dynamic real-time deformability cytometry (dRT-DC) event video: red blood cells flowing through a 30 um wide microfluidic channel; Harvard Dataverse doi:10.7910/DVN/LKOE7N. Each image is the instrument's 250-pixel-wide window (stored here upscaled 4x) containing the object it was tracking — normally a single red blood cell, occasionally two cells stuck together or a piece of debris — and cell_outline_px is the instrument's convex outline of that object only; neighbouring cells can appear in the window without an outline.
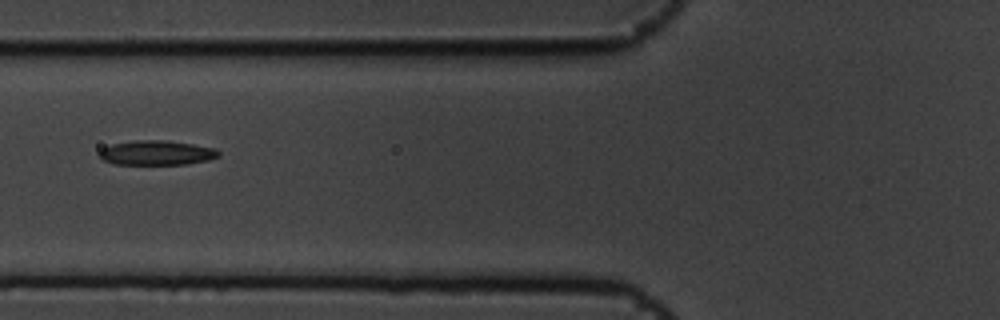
{"species": "common noctule bat (a hibernating species)", "species_latin": "Nyctalus noctula", "temperature_condition": "cold", "stored_images_in_passage": 4, "camera_frame_rate_fps": 3000, "um_per_image_px": 0.085, "animal": {"sex": "male", "body_mass_g": 19.5, "forearm_length_mm": 54.6}, "frame": {"image": 1, "passage_image": 2, "time_ms": 0.333, "image_size_px": [1000, 320], "cell_outline_px": [[220, 156], [208, 160], [188, 164], [112, 164], [96, 156], [100, 148], [112, 144], [136, 140], [164, 140], [192, 144], [216, 148], [220, 152]], "centroid_in_image_um": [13.28, 12.99], "position_along_channel_um": 112.5, "area_um2": 17.28}}
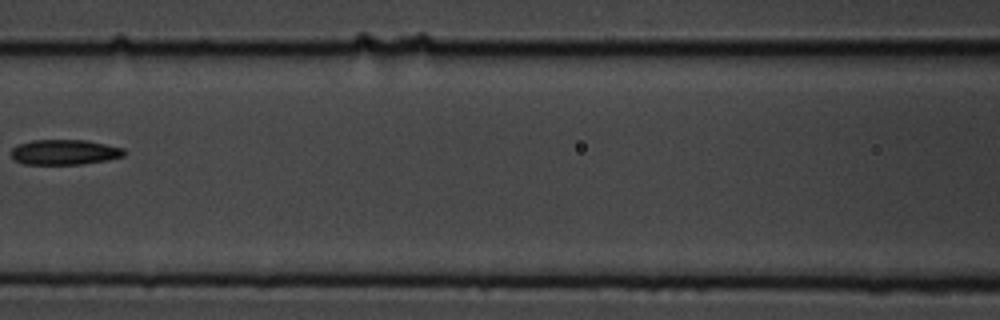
{"frame": {"image": 2, "passage_image": 3, "time_ms": 0.667, "image_size_px": [1000, 320], "cell_outline_px": [[124, 156], [108, 160], [84, 164], [24, 164], [16, 160], [12, 156], [12, 148], [16, 144], [32, 140], [88, 140], [124, 148]], "centroid_in_image_um": [5.5, 12.93], "position_along_channel_um": 161.1, "area_um2": 16.65}}
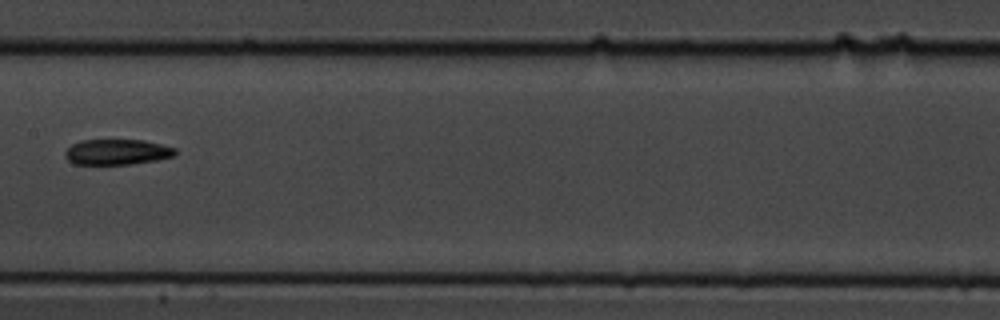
{"frame": {"image": 3, "passage_image": 4, "time_ms": 1.0, "image_size_px": [1000, 320], "cell_outline_px": [[176, 152], [172, 156], [156, 160], [132, 164], [72, 164], [64, 156], [64, 152], [72, 144], [80, 140], [144, 140], [176, 148]], "centroid_in_image_um": [9.91, 12.92], "position_along_channel_um": 197.5, "area_um2": 16.36}}